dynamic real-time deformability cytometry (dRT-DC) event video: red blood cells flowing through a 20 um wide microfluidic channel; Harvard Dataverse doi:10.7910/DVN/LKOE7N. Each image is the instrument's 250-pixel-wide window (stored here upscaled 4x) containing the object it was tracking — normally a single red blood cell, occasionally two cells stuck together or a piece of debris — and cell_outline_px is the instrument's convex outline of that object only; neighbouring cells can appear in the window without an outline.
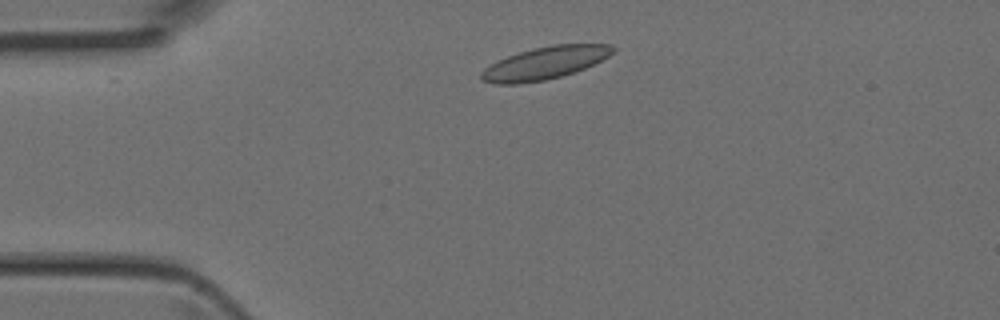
{"species": "Egyptian fruit bat (a non-hibernating species)", "species_latin": "Rousettus aegyptiacus", "temperature_condition": "room temperature", "stored_images_in_passage": 4, "camera_frame_rate_fps": 3000, "um_per_image_px": 0.085, "animal": {"sex": "female"}, "frame": {"image": 1, "passage_image": 2, "time_ms": 0.333, "image_size_px": [1000, 320], "cell_outline_px": [[616, 48], [608, 56], [584, 68], [560, 76], [544, 80], [520, 84], [492, 84], [480, 80], [480, 72], [484, 68], [496, 60], [532, 48], [552, 44], [612, 44]], "centroid_in_image_um": [46.24, 5.36], "position_along_channel_um": 38.8, "area_um2": 24.91}}
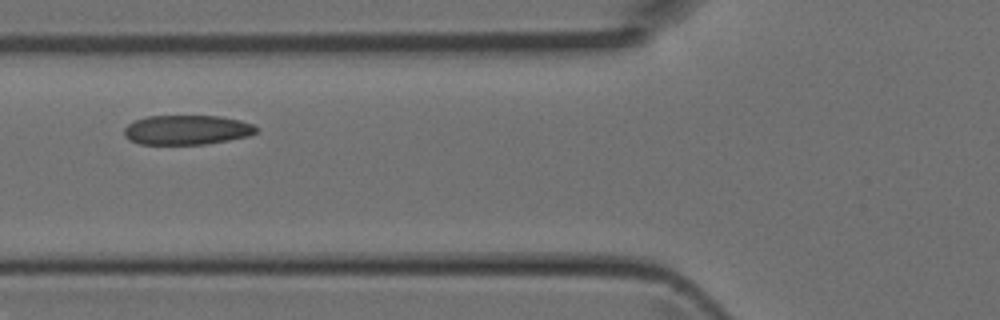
{"frame": {"image": 2, "passage_image": 4, "time_ms": 1.0, "image_size_px": [1000, 320], "cell_outline_px": [[260, 132], [248, 136], [208, 144], [140, 144], [128, 140], [124, 136], [124, 128], [128, 124], [136, 120], [148, 116], [220, 116], [240, 120], [252, 124], [260, 128]], "centroid_in_image_um": [15.91, 11.04], "position_along_channel_um": 109.9, "area_um2": 22.95}}